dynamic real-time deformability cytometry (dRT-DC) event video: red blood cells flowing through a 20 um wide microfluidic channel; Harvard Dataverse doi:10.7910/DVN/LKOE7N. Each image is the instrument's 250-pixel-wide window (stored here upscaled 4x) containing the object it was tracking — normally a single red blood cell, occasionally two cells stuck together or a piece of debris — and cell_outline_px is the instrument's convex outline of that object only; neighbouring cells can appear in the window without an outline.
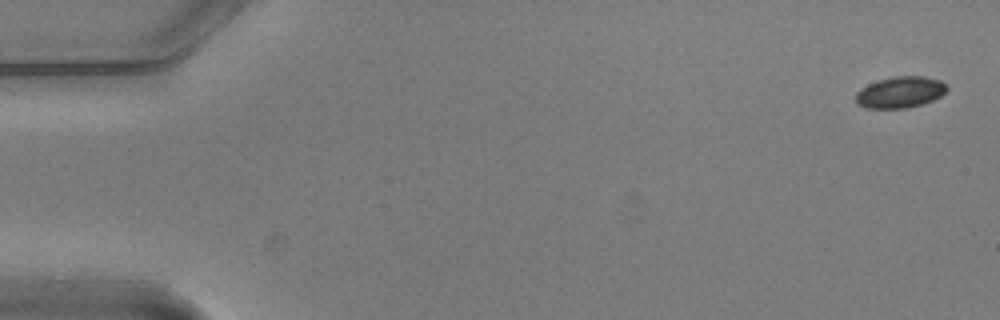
{"species": "common noctule bat (a hibernating species)", "species_latin": "Nyctalus noctula", "temperature_condition": "warm", "stored_images_in_passage": 4, "camera_frame_rate_fps": 3000, "um_per_image_px": 0.085, "animal": {"sex": "male", "body_mass_g": 20.5, "forearm_length_mm": 52.5}, "frame": {"image": 1, "passage_image": 1, "time_ms": 0.0, "image_size_px": [1000, 320], "cell_outline_px": [[948, 88], [940, 96], [932, 100], [908, 108], [868, 108], [856, 104], [856, 92], [860, 88], [868, 84], [880, 80], [896, 76], [924, 76], [940, 80], [948, 84]], "centroid_in_image_um": [76.51, 7.83], "position_along_channel_um": 8.5, "area_um2": 16.59}}
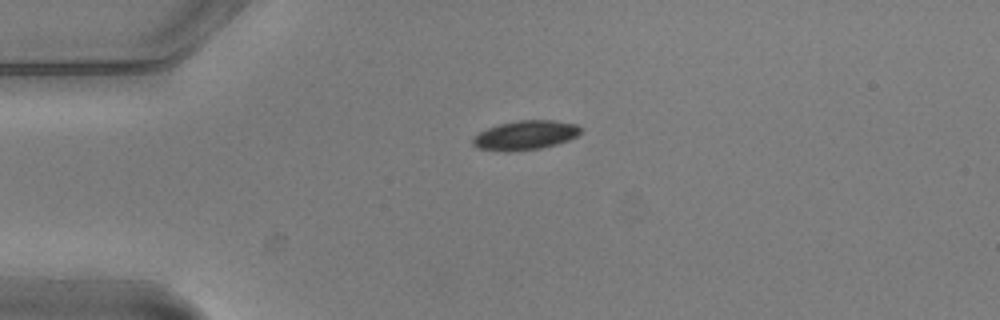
{"frame": {"image": 2, "passage_image": 4, "time_ms": 1.0, "image_size_px": [1000, 320], "cell_outline_px": [[580, 132], [576, 136], [568, 140], [556, 144], [540, 148], [508, 152], [504, 152], [476, 148], [472, 144], [472, 140], [480, 132], [488, 128], [500, 124], [520, 120], [556, 120], [576, 124], [580, 128]], "centroid_in_image_um": [44.64, 11.5], "position_along_channel_um": 40.4, "area_um2": 18.26}}